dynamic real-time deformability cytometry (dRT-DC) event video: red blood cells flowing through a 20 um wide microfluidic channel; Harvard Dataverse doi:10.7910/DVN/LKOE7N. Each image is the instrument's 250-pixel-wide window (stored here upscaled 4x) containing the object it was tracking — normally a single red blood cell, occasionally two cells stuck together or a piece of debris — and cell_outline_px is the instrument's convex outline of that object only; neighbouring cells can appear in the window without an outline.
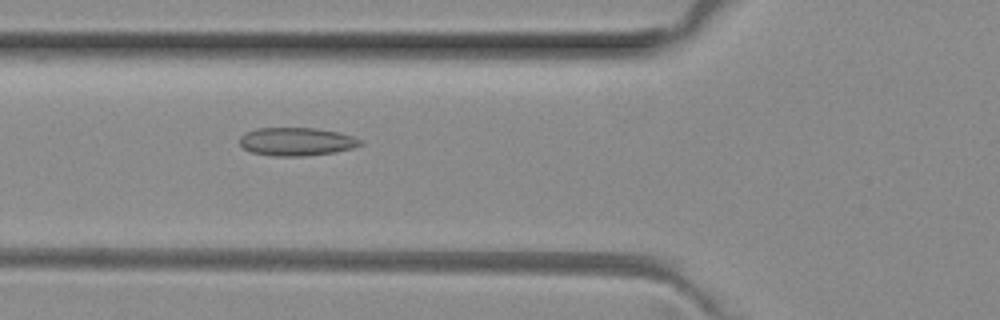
{"species": "common noctule bat (a hibernating species)", "species_latin": "Nyctalus noctula", "temperature_condition": "room temperature", "stored_images_in_passage": 50, "camera_frame_rate_fps": 3000, "um_per_image_px": 0.085, "animal": {"sex": "female", "body_mass_g": 29.2, "forearm_length_mm": 56.3}, "frame": {"image": 1, "passage_image": 18, "time_ms": 5.667, "image_size_px": [1000, 320], "cell_outline_px": [[364, 144], [352, 148], [336, 152], [304, 156], [272, 156], [252, 152], [244, 148], [240, 144], [240, 136], [244, 132], [256, 128], [316, 128], [340, 132], [364, 140]], "centroid_in_image_um": [25.23, 12.03], "position_along_channel_um": 100.6, "area_um2": 20.06}}
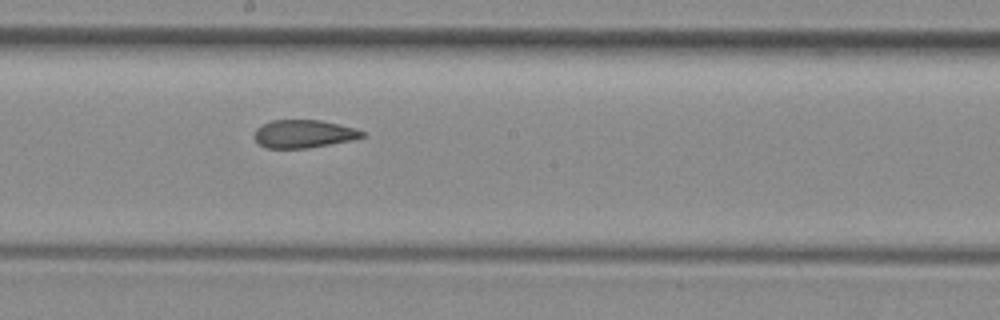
{"frame": {"image": 2, "passage_image": 27, "time_ms": 8.667, "image_size_px": [1000, 320], "cell_outline_px": [[364, 136], [352, 140], [308, 148], [264, 148], [252, 136], [256, 128], [272, 120], [320, 120], [340, 124], [356, 128], [364, 132]], "centroid_in_image_um": [25.8, 11.38], "position_along_channel_um": 222.4, "area_um2": 17.63}}
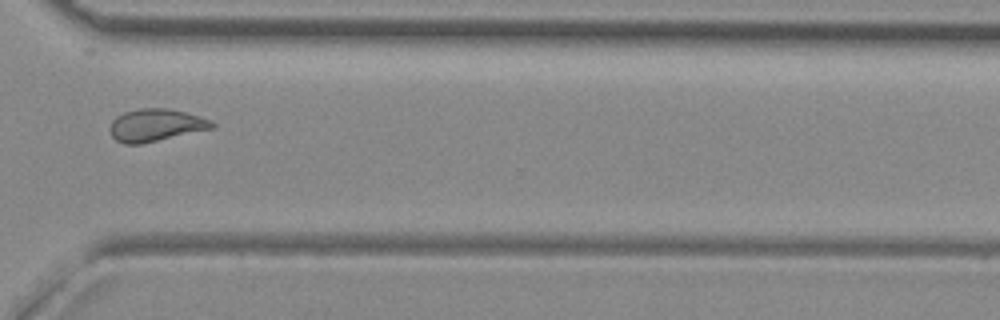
{"frame": {"image": 3, "passage_image": 37, "time_ms": 12.0, "image_size_px": [1000, 320], "cell_outline_px": [[216, 124], [212, 128], [140, 144], [124, 144], [116, 140], [112, 136], [108, 128], [112, 120], [116, 116], [124, 112], [140, 108], [164, 108], [184, 112], [200, 116]], "centroid_in_image_um": [13.17, 10.63], "position_along_channel_um": 357.4, "area_um2": 19.07}, "authors_computed_cell_mechanics": {"area_um2": 19.1318, "velocity_mm_per_s": 4.0463, "shape_relaxation_time_tau1_ms": null, "shape_relaxation_time_tau2_ms": 2.111, "deformation_change_tau1": null, "deformation_change_tau2": 0.0799}}